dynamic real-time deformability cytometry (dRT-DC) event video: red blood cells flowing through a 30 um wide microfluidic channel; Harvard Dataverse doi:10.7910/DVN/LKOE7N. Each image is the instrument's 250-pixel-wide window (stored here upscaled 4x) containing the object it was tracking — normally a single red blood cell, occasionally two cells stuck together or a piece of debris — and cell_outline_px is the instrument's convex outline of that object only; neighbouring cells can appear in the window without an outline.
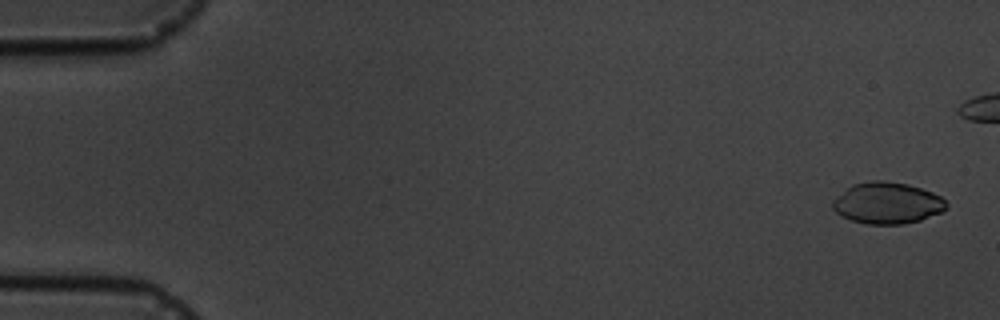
{"species": "common noctule bat (a hibernating species)", "species_latin": "Nyctalus noctula", "temperature_condition": "cold", "stored_images_in_passage": 6, "camera_frame_rate_fps": 3000, "um_per_image_px": 0.085, "animal": {"sex": "male", "body_mass_g": 19.5, "forearm_length_mm": 54.6}, "frame": {"image": 1, "passage_image": 1, "time_ms": 0.0, "image_size_px": [1000, 320], "cell_outline_px": [[948, 208], [940, 212], [920, 220], [904, 224], [864, 224], [840, 216], [832, 208], [832, 200], [836, 196], [852, 184], [872, 180], [884, 180], [908, 184], [932, 192], [940, 196], [948, 204]], "centroid_in_image_um": [75.39, 17.25], "position_along_channel_um": 9.6, "area_um2": 27.63}}